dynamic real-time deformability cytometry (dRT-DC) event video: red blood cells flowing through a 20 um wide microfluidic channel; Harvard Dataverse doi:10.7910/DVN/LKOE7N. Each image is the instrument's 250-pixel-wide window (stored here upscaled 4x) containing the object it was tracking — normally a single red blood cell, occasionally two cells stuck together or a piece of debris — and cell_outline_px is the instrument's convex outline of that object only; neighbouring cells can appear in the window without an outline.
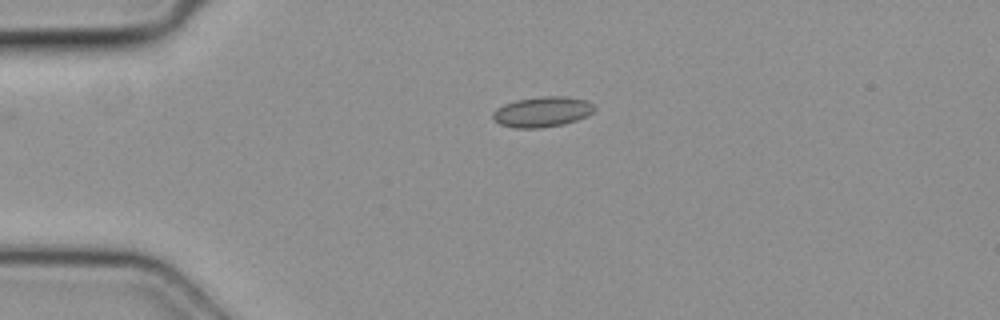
{"species": "common noctule bat (a hibernating species)", "species_latin": "Nyctalus noctula", "temperature_condition": "cold", "stored_images_in_passage": 6, "camera_frame_rate_fps": 3000, "um_per_image_px": 0.085, "animal": {"sex": "female", "body_mass_g": 19.3, "forearm_length_mm": 54.1}, "frame": {"image": 1, "passage_image": 6, "time_ms": 1.667, "image_size_px": [1000, 320], "cell_outline_px": [[596, 108], [592, 112], [576, 120], [564, 124], [540, 128], [516, 128], [500, 124], [492, 120], [492, 112], [496, 108], [504, 104], [516, 100], [540, 96], [564, 96], [588, 100]], "centroid_in_image_um": [46.06, 9.5], "position_along_channel_um": 38.9, "area_um2": 18.03}}